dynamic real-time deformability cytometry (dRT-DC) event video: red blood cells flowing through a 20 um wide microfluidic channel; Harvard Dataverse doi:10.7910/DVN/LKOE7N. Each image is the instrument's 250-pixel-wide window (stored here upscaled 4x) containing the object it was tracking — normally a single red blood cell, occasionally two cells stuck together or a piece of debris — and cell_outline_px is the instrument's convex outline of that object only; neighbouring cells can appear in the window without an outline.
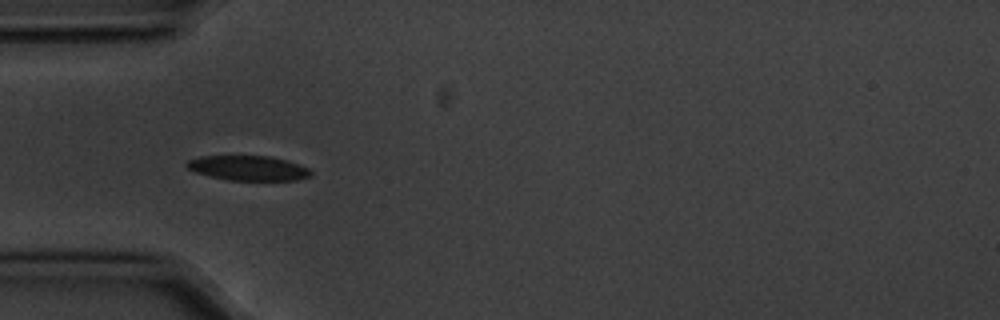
{"species": "common noctule bat (a hibernating species)", "species_latin": "Nyctalus noctula", "temperature_condition": "cold", "stored_images_in_passage": 28, "camera_frame_rate_fps": 3000, "um_per_image_px": 0.085, "animal": {"sex": "male", "body_mass_g": 20.1, "forearm_length_mm": 53.5}, "frame": {"image": 1, "passage_image": 5, "time_ms": 1.333, "image_size_px": [1000, 320], "cell_outline_px": [[312, 176], [296, 180], [228, 180], [196, 172], [188, 168], [184, 164], [188, 160], [200, 156], [268, 156], [284, 160], [308, 168], [312, 172]], "centroid_in_image_um": [21.09, 14.29], "position_along_channel_um": 63.9, "area_um2": 17.69}}